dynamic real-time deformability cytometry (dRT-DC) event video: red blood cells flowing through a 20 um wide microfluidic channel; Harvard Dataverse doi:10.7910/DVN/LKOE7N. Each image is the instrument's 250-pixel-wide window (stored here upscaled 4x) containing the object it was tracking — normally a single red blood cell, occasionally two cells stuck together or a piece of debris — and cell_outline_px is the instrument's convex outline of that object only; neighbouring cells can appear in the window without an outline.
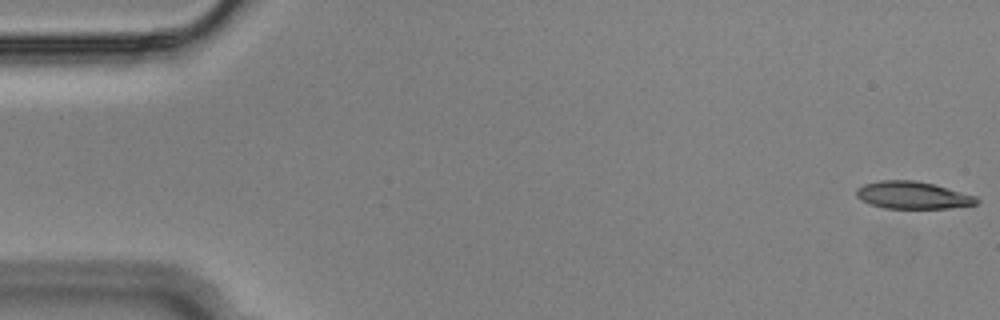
{"species": "Egyptian fruit bat (a non-hibernating species)", "species_latin": "Rousettus aegyptiacus", "temperature_condition": "cold", "stored_images_in_passage": 17, "camera_frame_rate_fps": 3000, "um_per_image_px": 0.085, "animal": {"sex": "male"}, "frame": {"image": 1, "passage_image": 1, "time_ms": 0.0, "image_size_px": [1000, 320], "cell_outline_px": [[980, 200], [976, 204], [948, 208], [884, 208], [860, 200], [856, 196], [856, 188], [864, 184], [880, 180], [916, 180], [932, 184], [976, 196]], "centroid_in_image_um": [77.55, 16.59], "position_along_channel_um": 7.5, "area_um2": 19.02}}
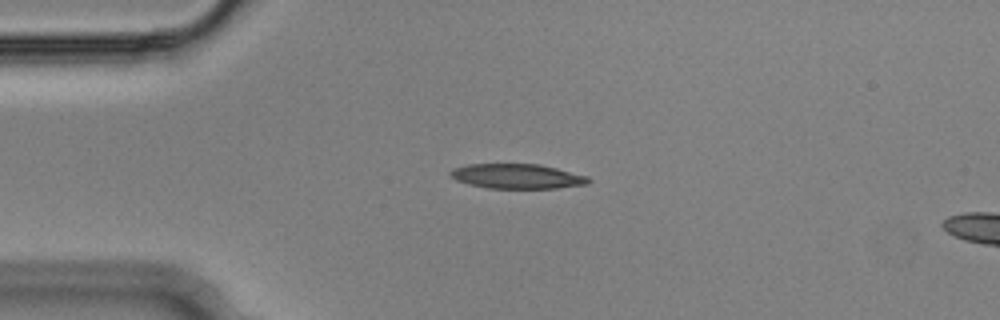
{"frame": {"image": 2, "passage_image": 13, "time_ms": 4.0, "image_size_px": [1000, 320], "cell_outline_px": [[592, 180], [588, 184], [556, 188], [488, 188], [468, 184], [456, 180], [448, 176], [448, 172], [452, 168], [468, 164], [540, 164], [588, 176]], "centroid_in_image_um": [43.92, 14.98], "position_along_channel_um": 41.1, "area_um2": 20.06}}